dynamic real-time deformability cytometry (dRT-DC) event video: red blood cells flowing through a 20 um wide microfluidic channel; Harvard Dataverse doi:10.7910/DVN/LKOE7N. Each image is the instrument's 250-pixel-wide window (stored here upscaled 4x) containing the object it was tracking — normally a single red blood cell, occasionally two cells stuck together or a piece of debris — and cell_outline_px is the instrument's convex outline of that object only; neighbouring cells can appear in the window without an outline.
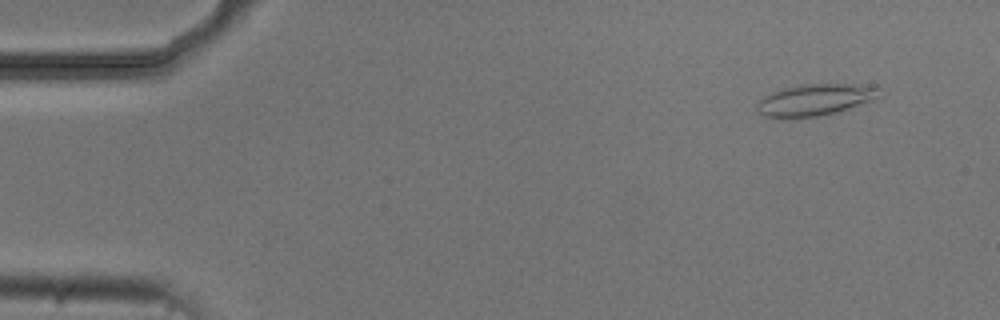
{"species": "common noctule bat (a hibernating species)", "species_latin": "Nyctalus noctula", "temperature_condition": "cold", "stored_images_in_passage": 3, "camera_frame_rate_fps": 3000, "um_per_image_px": 0.085, "animal": {"sex": "male", "body_mass_g": 20.5, "forearm_length_mm": 52.5}, "frame": {"image": 1, "passage_image": 3, "time_ms": 2.333, "image_size_px": [1000, 320], "cell_outline_px": [[880, 96], [872, 100], [836, 112], [816, 116], [792, 120], [788, 120], [760, 116], [756, 108], [756, 104], [764, 96], [780, 88], [800, 84], [876, 84]], "centroid_in_image_um": [69.2, 8.5], "position_along_channel_um": 15.8, "area_um2": 23.18}}